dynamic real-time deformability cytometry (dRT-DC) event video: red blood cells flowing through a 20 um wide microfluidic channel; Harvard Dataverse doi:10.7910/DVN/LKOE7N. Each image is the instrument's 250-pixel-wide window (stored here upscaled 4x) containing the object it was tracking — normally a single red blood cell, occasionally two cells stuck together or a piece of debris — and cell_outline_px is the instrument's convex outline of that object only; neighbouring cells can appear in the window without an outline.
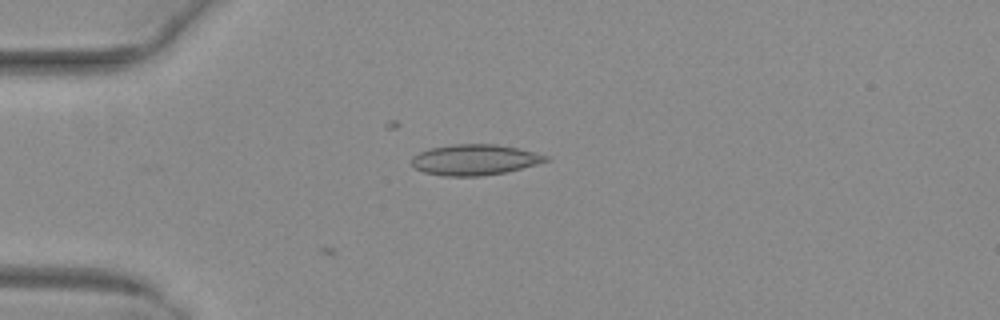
{"species": "common noctule bat (a hibernating species)", "species_latin": "Nyctalus noctula", "temperature_condition": "warm", "stored_images_in_passage": 2, "camera_frame_rate_fps": 3000, "um_per_image_px": 0.085, "animal": {"sex": "female", "body_mass_g": 29.2, "forearm_length_mm": 56.3}, "frame": {"image": 1, "passage_image": 2, "time_ms": 0.333, "image_size_px": [1000, 320], "cell_outline_px": [[548, 160], [536, 164], [504, 172], [480, 176], [444, 176], [424, 172], [416, 168], [412, 164], [412, 156], [428, 148], [452, 144], [496, 144], [536, 152], [548, 156]], "centroid_in_image_um": [40.31, 13.57], "position_along_channel_um": 44.7, "area_um2": 23.81}}